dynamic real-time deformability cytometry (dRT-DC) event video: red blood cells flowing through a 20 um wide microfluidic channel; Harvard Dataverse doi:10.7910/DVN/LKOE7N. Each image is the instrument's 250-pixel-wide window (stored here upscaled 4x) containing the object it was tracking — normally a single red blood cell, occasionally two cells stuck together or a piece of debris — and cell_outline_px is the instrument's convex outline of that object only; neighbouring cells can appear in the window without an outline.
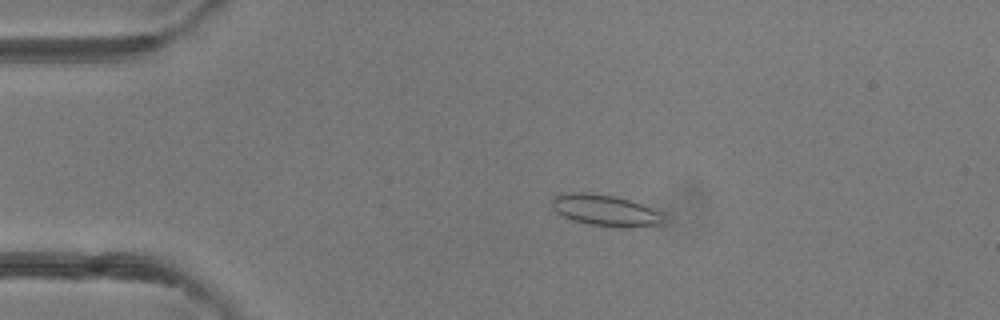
{"species": "common noctule bat (a hibernating species)", "species_latin": "Nyctalus noctula", "temperature_condition": "room temperature", "stored_images_in_passage": 4, "camera_frame_rate_fps": 3000, "um_per_image_px": 0.085, "animal": {"sex": "female"}, "frame": {"image": 1, "passage_image": 3, "time_ms": 2.333, "image_size_px": [1000, 320], "cell_outline_px": [[664, 224], [632, 228], [620, 228], [588, 224], [572, 220], [556, 212], [552, 208], [552, 200], [556, 196], [572, 192], [588, 192], [612, 196], [632, 200], [660, 212], [664, 220]], "centroid_in_image_um": [51.48, 17.9], "position_along_channel_um": 33.5, "area_um2": 20.46}}